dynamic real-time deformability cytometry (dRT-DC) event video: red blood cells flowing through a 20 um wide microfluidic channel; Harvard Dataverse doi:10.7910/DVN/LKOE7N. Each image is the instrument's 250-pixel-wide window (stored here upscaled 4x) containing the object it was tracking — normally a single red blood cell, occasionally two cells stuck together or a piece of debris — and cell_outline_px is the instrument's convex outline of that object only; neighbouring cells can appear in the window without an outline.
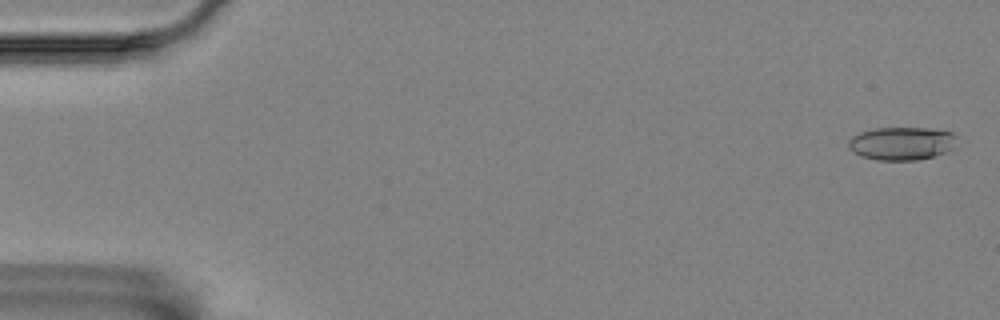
{"species": "Egyptian fruit bat (a non-hibernating species)", "species_latin": "Rousettus aegyptiacus", "temperature_condition": "room temperature", "stored_images_in_passage": 57, "camera_frame_rate_fps": 3000, "um_per_image_px": 0.085, "animal": {"sex": "female"}, "frame": {"image": 1, "passage_image": 2, "time_ms": 0.333, "image_size_px": [1000, 320], "cell_outline_px": [[956, 136], [952, 148], [948, 152], [916, 160], [880, 160], [860, 156], [852, 152], [848, 148], [848, 140], [852, 136], [860, 132], [872, 128], [928, 128], [952, 132]], "centroid_in_image_um": [76.6, 12.19], "position_along_channel_um": 8.4, "area_um2": 20.98}}
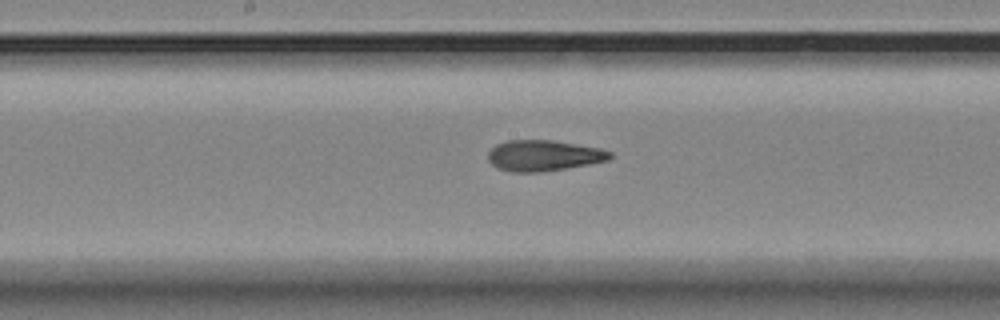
{"frame": {"image": 2, "passage_image": 30, "time_ms": 9.667, "image_size_px": [1000, 320], "cell_outline_px": [[612, 156], [608, 160], [588, 164], [564, 168], [536, 172], [512, 172], [496, 168], [488, 160], [488, 152], [496, 144], [508, 140], [552, 140], [600, 148], [612, 152]], "centroid_in_image_um": [46.18, 13.21], "position_along_channel_um": 202.0, "area_um2": 21.79}}
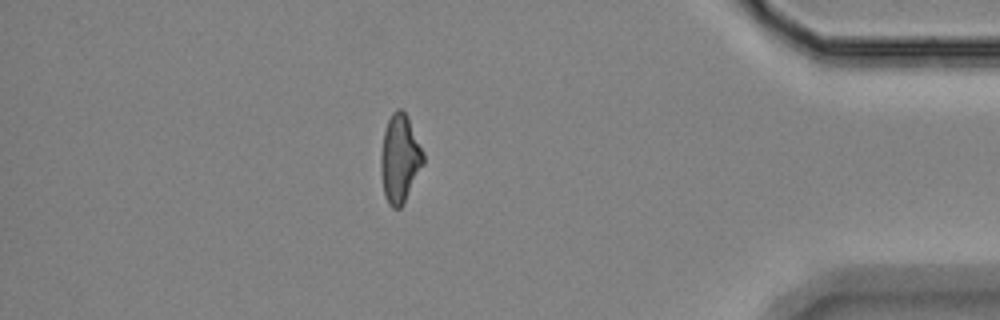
{"frame": {"image": 3, "passage_image": 50, "time_ms": 16.333, "image_size_px": [1000, 320], "cell_outline_px": [[424, 164], [404, 204], [400, 208], [392, 208], [388, 204], [384, 196], [380, 172], [380, 156], [384, 132], [388, 120], [392, 112], [396, 108], [400, 108], [408, 116], [424, 152]], "centroid_in_image_um": [33.99, 13.5], "position_along_channel_um": 401.2, "area_um2": 22.2}, "authors_computed_cell_mechanics": {"area_um2": 21.7906, "velocity_mm_per_s": 3.5353, "shape_relaxation_time_tau1_ms": 7.5872, "shape_relaxation_time_tau2_ms": 2.423, "deformation_change_tau1": 0.1954, "deformation_change_tau2": 0.1016}}